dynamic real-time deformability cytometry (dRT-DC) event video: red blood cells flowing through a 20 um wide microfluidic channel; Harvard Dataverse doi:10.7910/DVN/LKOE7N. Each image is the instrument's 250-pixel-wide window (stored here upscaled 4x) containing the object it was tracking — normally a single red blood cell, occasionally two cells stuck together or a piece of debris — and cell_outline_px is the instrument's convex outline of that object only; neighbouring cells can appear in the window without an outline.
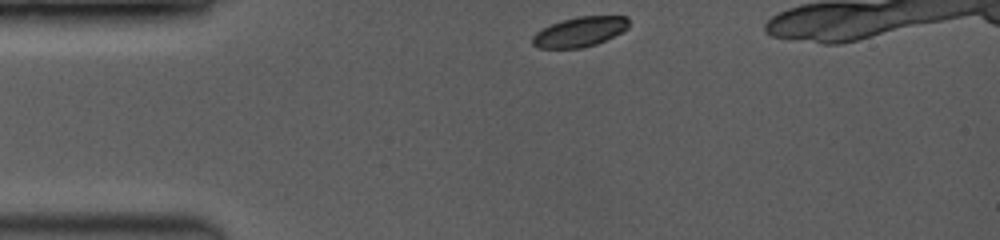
{"species": "common noctule bat (a hibernating species)", "species_latin": "Nyctalus noctula", "temperature_condition": "room temperature", "stored_images_in_passage": 13, "camera_frame_rate_fps": 3500, "um_per_image_px": 0.085, "animal": {"sex": "female", "body_mass_g": 19.0, "forearm_length_mm": 53.3}, "frame": {"image": 1, "passage_image": 1, "time_ms": 0.0, "image_size_px": [1000, 240], "cell_outline_px": [[628, 28], [596, 44], [580, 48], [540, 48], [532, 44], [532, 36], [536, 32], [560, 20], [576, 16], [628, 16]], "centroid_in_image_um": [49.25, 2.69], "position_along_channel_um": 35.7, "area_um2": 16.59}}
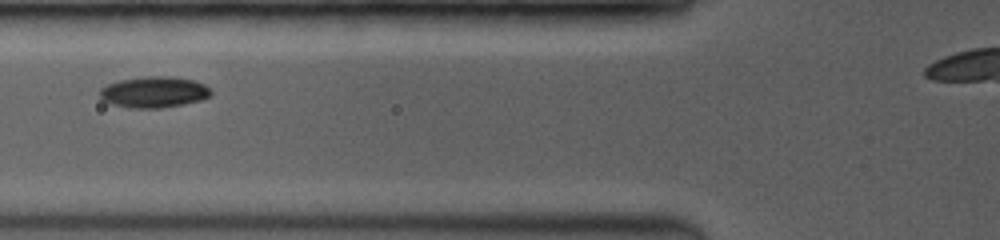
{"frame": {"image": 2, "passage_image": 8, "time_ms": 2.857, "image_size_px": [1000, 240], "cell_outline_px": [[212, 96], [200, 100], [184, 104], [160, 108], [128, 108], [112, 104], [104, 100], [100, 96], [100, 88], [108, 84], [120, 80], [144, 76], [172, 76], [192, 80], [204, 84], [212, 92]], "centroid_in_image_um": [13.09, 7.83], "position_along_channel_um": 112.7, "area_um2": 20.17}}
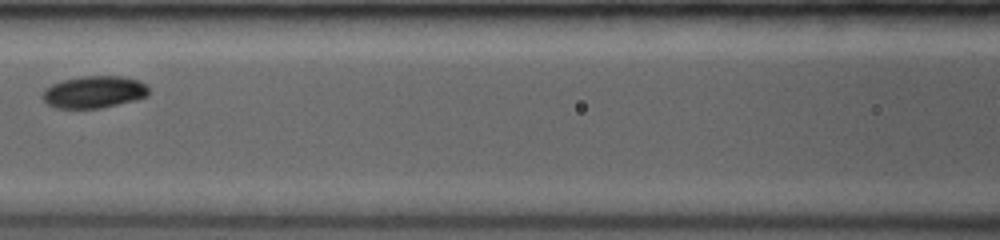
{"frame": {"image": 3, "passage_image": 11, "time_ms": 4.0, "image_size_px": [1000, 240], "cell_outline_px": [[148, 96], [136, 100], [100, 108], [56, 108], [48, 104], [40, 96], [44, 88], [52, 84], [64, 80], [84, 76], [124, 76], [140, 80], [148, 88]], "centroid_in_image_um": [7.99, 7.82], "position_along_channel_um": 158.6, "area_um2": 19.94}}